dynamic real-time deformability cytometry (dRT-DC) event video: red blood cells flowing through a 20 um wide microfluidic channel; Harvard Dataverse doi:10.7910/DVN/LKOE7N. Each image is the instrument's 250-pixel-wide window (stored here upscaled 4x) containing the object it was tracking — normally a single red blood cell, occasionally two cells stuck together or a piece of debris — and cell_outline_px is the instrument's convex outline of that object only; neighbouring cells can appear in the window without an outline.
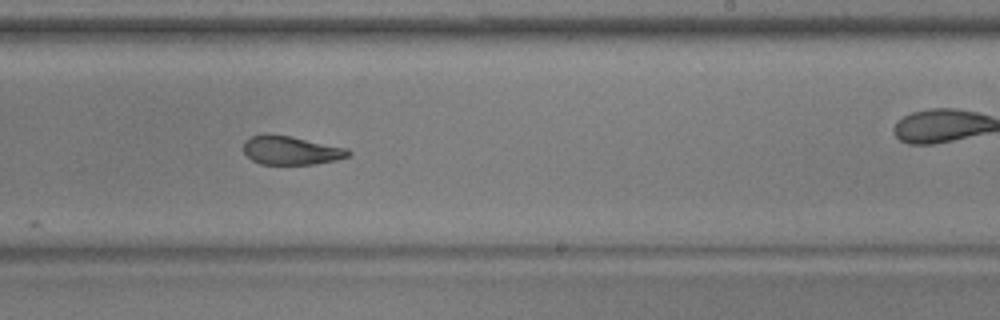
{"species": "common noctule bat (a hibernating species)", "species_latin": "Nyctalus noctula", "temperature_condition": "warm", "stored_images_in_passage": 28, "camera_frame_rate_fps": 3000, "um_per_image_px": 0.085, "animal": {"sex": "male", "body_mass_g": 17.9, "forearm_length_mm": 54.2}, "frame": {"image": 1, "passage_image": 19, "time_ms": 6.0, "image_size_px": [1000, 320], "cell_outline_px": [[352, 152], [348, 156], [336, 160], [316, 164], [260, 164], [252, 160], [244, 152], [244, 140], [248, 136], [264, 132], [292, 136], [348, 148]], "centroid_in_image_um": [24.7, 12.75], "position_along_channel_um": 264.3, "area_um2": 17.92}}